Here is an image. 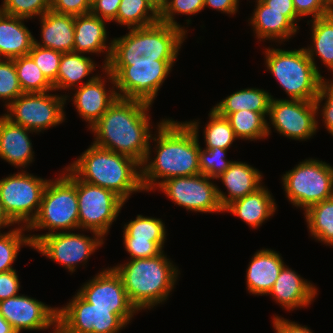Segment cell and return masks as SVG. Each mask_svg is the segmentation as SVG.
I'll return each mask as SVG.
<instances>
[{"label": "cell", "mask_w": 333, "mask_h": 333, "mask_svg": "<svg viewBox=\"0 0 333 333\" xmlns=\"http://www.w3.org/2000/svg\"><path fill=\"white\" fill-rule=\"evenodd\" d=\"M198 129V120L178 122L163 119L157 125V135L151 136V139L157 142L154 146L156 155L152 160L149 143L148 154L141 165L144 191L154 190L165 180L174 177L200 174Z\"/></svg>", "instance_id": "cell-1"}, {"label": "cell", "mask_w": 333, "mask_h": 333, "mask_svg": "<svg viewBox=\"0 0 333 333\" xmlns=\"http://www.w3.org/2000/svg\"><path fill=\"white\" fill-rule=\"evenodd\" d=\"M152 105L117 98L100 119L89 129L93 144L143 164L151 140L149 109Z\"/></svg>", "instance_id": "cell-2"}, {"label": "cell", "mask_w": 333, "mask_h": 333, "mask_svg": "<svg viewBox=\"0 0 333 333\" xmlns=\"http://www.w3.org/2000/svg\"><path fill=\"white\" fill-rule=\"evenodd\" d=\"M67 168L79 180L111 190L124 202L132 193L144 191L137 161L93 143Z\"/></svg>", "instance_id": "cell-3"}, {"label": "cell", "mask_w": 333, "mask_h": 333, "mask_svg": "<svg viewBox=\"0 0 333 333\" xmlns=\"http://www.w3.org/2000/svg\"><path fill=\"white\" fill-rule=\"evenodd\" d=\"M164 253L131 259L113 267L122 278L129 301L138 311L151 310L164 303L175 287L180 272Z\"/></svg>", "instance_id": "cell-4"}, {"label": "cell", "mask_w": 333, "mask_h": 333, "mask_svg": "<svg viewBox=\"0 0 333 333\" xmlns=\"http://www.w3.org/2000/svg\"><path fill=\"white\" fill-rule=\"evenodd\" d=\"M186 34L182 28L160 21L147 27L129 28L125 35L112 39L108 65L176 60Z\"/></svg>", "instance_id": "cell-5"}, {"label": "cell", "mask_w": 333, "mask_h": 333, "mask_svg": "<svg viewBox=\"0 0 333 333\" xmlns=\"http://www.w3.org/2000/svg\"><path fill=\"white\" fill-rule=\"evenodd\" d=\"M63 173L55 180H49L41 200L36 218L27 227L29 230L48 229L42 235H30L34 246L43 236L56 233V230L73 231L79 229L78 197L76 176L65 167ZM67 171V172H66ZM67 173V174H66Z\"/></svg>", "instance_id": "cell-6"}, {"label": "cell", "mask_w": 333, "mask_h": 333, "mask_svg": "<svg viewBox=\"0 0 333 333\" xmlns=\"http://www.w3.org/2000/svg\"><path fill=\"white\" fill-rule=\"evenodd\" d=\"M267 70L290 99L315 101L324 77L320 75L305 48L283 50L265 48Z\"/></svg>", "instance_id": "cell-7"}, {"label": "cell", "mask_w": 333, "mask_h": 333, "mask_svg": "<svg viewBox=\"0 0 333 333\" xmlns=\"http://www.w3.org/2000/svg\"><path fill=\"white\" fill-rule=\"evenodd\" d=\"M286 198L306 211L311 205L333 197V166L306 159L282 176Z\"/></svg>", "instance_id": "cell-8"}, {"label": "cell", "mask_w": 333, "mask_h": 333, "mask_svg": "<svg viewBox=\"0 0 333 333\" xmlns=\"http://www.w3.org/2000/svg\"><path fill=\"white\" fill-rule=\"evenodd\" d=\"M175 61L156 60V63L107 65L106 69L114 77L118 98L152 105Z\"/></svg>", "instance_id": "cell-9"}, {"label": "cell", "mask_w": 333, "mask_h": 333, "mask_svg": "<svg viewBox=\"0 0 333 333\" xmlns=\"http://www.w3.org/2000/svg\"><path fill=\"white\" fill-rule=\"evenodd\" d=\"M48 181L23 169L0 180V201L15 224L28 227L36 218Z\"/></svg>", "instance_id": "cell-10"}, {"label": "cell", "mask_w": 333, "mask_h": 333, "mask_svg": "<svg viewBox=\"0 0 333 333\" xmlns=\"http://www.w3.org/2000/svg\"><path fill=\"white\" fill-rule=\"evenodd\" d=\"M68 97L49 92L23 93L6 107L7 114L3 115L15 124L40 133L64 122Z\"/></svg>", "instance_id": "cell-11"}, {"label": "cell", "mask_w": 333, "mask_h": 333, "mask_svg": "<svg viewBox=\"0 0 333 333\" xmlns=\"http://www.w3.org/2000/svg\"><path fill=\"white\" fill-rule=\"evenodd\" d=\"M76 190L79 229L96 232L104 238L125 202L113 191L83 182L77 177Z\"/></svg>", "instance_id": "cell-12"}, {"label": "cell", "mask_w": 333, "mask_h": 333, "mask_svg": "<svg viewBox=\"0 0 333 333\" xmlns=\"http://www.w3.org/2000/svg\"><path fill=\"white\" fill-rule=\"evenodd\" d=\"M127 323L113 309L92 307L78 293L57 313V333H118Z\"/></svg>", "instance_id": "cell-13"}, {"label": "cell", "mask_w": 333, "mask_h": 333, "mask_svg": "<svg viewBox=\"0 0 333 333\" xmlns=\"http://www.w3.org/2000/svg\"><path fill=\"white\" fill-rule=\"evenodd\" d=\"M318 113L315 101L272 97L268 115V136L272 125L280 135L289 139H310L318 130Z\"/></svg>", "instance_id": "cell-14"}, {"label": "cell", "mask_w": 333, "mask_h": 333, "mask_svg": "<svg viewBox=\"0 0 333 333\" xmlns=\"http://www.w3.org/2000/svg\"><path fill=\"white\" fill-rule=\"evenodd\" d=\"M92 233L93 237L70 231L52 233L43 236L33 249L73 273L78 264L87 263L90 255L104 244L105 238L96 232Z\"/></svg>", "instance_id": "cell-15"}, {"label": "cell", "mask_w": 333, "mask_h": 333, "mask_svg": "<svg viewBox=\"0 0 333 333\" xmlns=\"http://www.w3.org/2000/svg\"><path fill=\"white\" fill-rule=\"evenodd\" d=\"M212 178L197 174L193 176L174 177L162 182L157 188L163 191L168 199L187 211L214 213L223 212L217 188Z\"/></svg>", "instance_id": "cell-16"}, {"label": "cell", "mask_w": 333, "mask_h": 333, "mask_svg": "<svg viewBox=\"0 0 333 333\" xmlns=\"http://www.w3.org/2000/svg\"><path fill=\"white\" fill-rule=\"evenodd\" d=\"M77 293L92 304V307L113 309V313L119 315L127 324L138 312L129 301L122 278L113 267L97 273L93 279L84 283Z\"/></svg>", "instance_id": "cell-17"}, {"label": "cell", "mask_w": 333, "mask_h": 333, "mask_svg": "<svg viewBox=\"0 0 333 333\" xmlns=\"http://www.w3.org/2000/svg\"><path fill=\"white\" fill-rule=\"evenodd\" d=\"M0 312L17 333L21 330H44L53 328L57 333V307L23 295L0 301Z\"/></svg>", "instance_id": "cell-18"}, {"label": "cell", "mask_w": 333, "mask_h": 333, "mask_svg": "<svg viewBox=\"0 0 333 333\" xmlns=\"http://www.w3.org/2000/svg\"><path fill=\"white\" fill-rule=\"evenodd\" d=\"M165 224L155 217L137 215L124 225L123 241L131 259L152 258L164 250Z\"/></svg>", "instance_id": "cell-19"}, {"label": "cell", "mask_w": 333, "mask_h": 333, "mask_svg": "<svg viewBox=\"0 0 333 333\" xmlns=\"http://www.w3.org/2000/svg\"><path fill=\"white\" fill-rule=\"evenodd\" d=\"M102 72H105L108 78L103 79L102 75H95L90 77L82 86L74 88V92H76L73 94L72 104L75 105L78 115L88 122V129L100 119L118 98L113 75L106 68ZM106 79L113 84L110 90L105 88Z\"/></svg>", "instance_id": "cell-20"}, {"label": "cell", "mask_w": 333, "mask_h": 333, "mask_svg": "<svg viewBox=\"0 0 333 333\" xmlns=\"http://www.w3.org/2000/svg\"><path fill=\"white\" fill-rule=\"evenodd\" d=\"M317 288L285 264L268 295L288 311L311 305Z\"/></svg>", "instance_id": "cell-21"}, {"label": "cell", "mask_w": 333, "mask_h": 333, "mask_svg": "<svg viewBox=\"0 0 333 333\" xmlns=\"http://www.w3.org/2000/svg\"><path fill=\"white\" fill-rule=\"evenodd\" d=\"M105 19L92 15L74 16V48L73 52L80 54H99L106 52V58L102 69L106 68L109 63L112 52V40L106 45L107 31Z\"/></svg>", "instance_id": "cell-22"}, {"label": "cell", "mask_w": 333, "mask_h": 333, "mask_svg": "<svg viewBox=\"0 0 333 333\" xmlns=\"http://www.w3.org/2000/svg\"><path fill=\"white\" fill-rule=\"evenodd\" d=\"M29 133L33 131L0 116V158L20 169L34 160V151Z\"/></svg>", "instance_id": "cell-23"}, {"label": "cell", "mask_w": 333, "mask_h": 333, "mask_svg": "<svg viewBox=\"0 0 333 333\" xmlns=\"http://www.w3.org/2000/svg\"><path fill=\"white\" fill-rule=\"evenodd\" d=\"M262 176L258 169L246 162L233 161L229 168L217 178L222 181L228 191V195H225L226 193L217 188L218 199L222 208L224 209L233 201L261 188L263 186L261 183Z\"/></svg>", "instance_id": "cell-24"}, {"label": "cell", "mask_w": 333, "mask_h": 333, "mask_svg": "<svg viewBox=\"0 0 333 333\" xmlns=\"http://www.w3.org/2000/svg\"><path fill=\"white\" fill-rule=\"evenodd\" d=\"M284 266L282 256L274 250L261 249L249 262L246 285L253 295H268Z\"/></svg>", "instance_id": "cell-25"}, {"label": "cell", "mask_w": 333, "mask_h": 333, "mask_svg": "<svg viewBox=\"0 0 333 333\" xmlns=\"http://www.w3.org/2000/svg\"><path fill=\"white\" fill-rule=\"evenodd\" d=\"M255 3L256 8L249 23L259 41L277 40L281 44L298 32L299 29L285 16V12L270 10L262 1Z\"/></svg>", "instance_id": "cell-26"}, {"label": "cell", "mask_w": 333, "mask_h": 333, "mask_svg": "<svg viewBox=\"0 0 333 333\" xmlns=\"http://www.w3.org/2000/svg\"><path fill=\"white\" fill-rule=\"evenodd\" d=\"M272 196L268 188L262 186L257 191L228 204L223 212L232 213L251 228L257 229L269 217L273 216L277 209L275 199Z\"/></svg>", "instance_id": "cell-27"}, {"label": "cell", "mask_w": 333, "mask_h": 333, "mask_svg": "<svg viewBox=\"0 0 333 333\" xmlns=\"http://www.w3.org/2000/svg\"><path fill=\"white\" fill-rule=\"evenodd\" d=\"M41 42L34 39L37 46L50 48L62 53L73 52L74 16L47 11L40 17Z\"/></svg>", "instance_id": "cell-28"}, {"label": "cell", "mask_w": 333, "mask_h": 333, "mask_svg": "<svg viewBox=\"0 0 333 333\" xmlns=\"http://www.w3.org/2000/svg\"><path fill=\"white\" fill-rule=\"evenodd\" d=\"M24 20L0 11V59H14L29 54L35 38L24 25Z\"/></svg>", "instance_id": "cell-29"}, {"label": "cell", "mask_w": 333, "mask_h": 333, "mask_svg": "<svg viewBox=\"0 0 333 333\" xmlns=\"http://www.w3.org/2000/svg\"><path fill=\"white\" fill-rule=\"evenodd\" d=\"M84 55L77 52L62 53L57 79L52 83L54 91L70 90L85 84L82 80L96 69V64Z\"/></svg>", "instance_id": "cell-30"}, {"label": "cell", "mask_w": 333, "mask_h": 333, "mask_svg": "<svg viewBox=\"0 0 333 333\" xmlns=\"http://www.w3.org/2000/svg\"><path fill=\"white\" fill-rule=\"evenodd\" d=\"M272 97L270 93L263 89L248 87L230 94L212 109L224 117L240 110L269 113Z\"/></svg>", "instance_id": "cell-31"}, {"label": "cell", "mask_w": 333, "mask_h": 333, "mask_svg": "<svg viewBox=\"0 0 333 333\" xmlns=\"http://www.w3.org/2000/svg\"><path fill=\"white\" fill-rule=\"evenodd\" d=\"M310 22L312 23V34L310 35L313 45L305 47L308 57L320 75L319 67L315 63V54L327 69L333 72V13L310 20Z\"/></svg>", "instance_id": "cell-32"}, {"label": "cell", "mask_w": 333, "mask_h": 333, "mask_svg": "<svg viewBox=\"0 0 333 333\" xmlns=\"http://www.w3.org/2000/svg\"><path fill=\"white\" fill-rule=\"evenodd\" d=\"M113 21L128 29L147 27L159 22V10L149 0H121Z\"/></svg>", "instance_id": "cell-33"}, {"label": "cell", "mask_w": 333, "mask_h": 333, "mask_svg": "<svg viewBox=\"0 0 333 333\" xmlns=\"http://www.w3.org/2000/svg\"><path fill=\"white\" fill-rule=\"evenodd\" d=\"M304 215L311 236L333 246V197L311 205Z\"/></svg>", "instance_id": "cell-34"}, {"label": "cell", "mask_w": 333, "mask_h": 333, "mask_svg": "<svg viewBox=\"0 0 333 333\" xmlns=\"http://www.w3.org/2000/svg\"><path fill=\"white\" fill-rule=\"evenodd\" d=\"M269 113H259L251 110H240L229 114L228 119L238 139L255 141L268 137Z\"/></svg>", "instance_id": "cell-35"}, {"label": "cell", "mask_w": 333, "mask_h": 333, "mask_svg": "<svg viewBox=\"0 0 333 333\" xmlns=\"http://www.w3.org/2000/svg\"><path fill=\"white\" fill-rule=\"evenodd\" d=\"M13 60L23 93L54 91L53 84L41 72L40 68L29 55H23Z\"/></svg>", "instance_id": "cell-36"}, {"label": "cell", "mask_w": 333, "mask_h": 333, "mask_svg": "<svg viewBox=\"0 0 333 333\" xmlns=\"http://www.w3.org/2000/svg\"><path fill=\"white\" fill-rule=\"evenodd\" d=\"M27 227L19 226L8 232H0V273L15 270L12 266L22 246L33 248L30 237L25 231Z\"/></svg>", "instance_id": "cell-37"}, {"label": "cell", "mask_w": 333, "mask_h": 333, "mask_svg": "<svg viewBox=\"0 0 333 333\" xmlns=\"http://www.w3.org/2000/svg\"><path fill=\"white\" fill-rule=\"evenodd\" d=\"M209 121L205 125L204 141L208 148L219 147L222 149H229L234 140H237L228 119L219 115L215 110L211 108L209 112Z\"/></svg>", "instance_id": "cell-38"}, {"label": "cell", "mask_w": 333, "mask_h": 333, "mask_svg": "<svg viewBox=\"0 0 333 333\" xmlns=\"http://www.w3.org/2000/svg\"><path fill=\"white\" fill-rule=\"evenodd\" d=\"M203 9L204 0H164L159 11V21L182 28L187 33L185 27L177 23L174 16L176 14L195 15Z\"/></svg>", "instance_id": "cell-39"}, {"label": "cell", "mask_w": 333, "mask_h": 333, "mask_svg": "<svg viewBox=\"0 0 333 333\" xmlns=\"http://www.w3.org/2000/svg\"><path fill=\"white\" fill-rule=\"evenodd\" d=\"M2 6V7H1ZM0 11L25 19L39 18L51 9V0H3Z\"/></svg>", "instance_id": "cell-40"}, {"label": "cell", "mask_w": 333, "mask_h": 333, "mask_svg": "<svg viewBox=\"0 0 333 333\" xmlns=\"http://www.w3.org/2000/svg\"><path fill=\"white\" fill-rule=\"evenodd\" d=\"M23 94L13 59H0V99L5 108Z\"/></svg>", "instance_id": "cell-41"}, {"label": "cell", "mask_w": 333, "mask_h": 333, "mask_svg": "<svg viewBox=\"0 0 333 333\" xmlns=\"http://www.w3.org/2000/svg\"><path fill=\"white\" fill-rule=\"evenodd\" d=\"M227 149L219 147L208 148L204 150L200 147L199 167L200 173L210 178L217 179L221 176L233 161L226 159Z\"/></svg>", "instance_id": "cell-42"}, {"label": "cell", "mask_w": 333, "mask_h": 333, "mask_svg": "<svg viewBox=\"0 0 333 333\" xmlns=\"http://www.w3.org/2000/svg\"><path fill=\"white\" fill-rule=\"evenodd\" d=\"M28 55L51 83L57 79L62 52L40 47L34 43Z\"/></svg>", "instance_id": "cell-43"}, {"label": "cell", "mask_w": 333, "mask_h": 333, "mask_svg": "<svg viewBox=\"0 0 333 333\" xmlns=\"http://www.w3.org/2000/svg\"><path fill=\"white\" fill-rule=\"evenodd\" d=\"M326 99V100H325ZM324 105L322 106V101H324ZM315 104L317 107V112L321 111L322 120L329 131V133L333 136V80L323 79L318 91V96L315 99ZM322 106V110L319 108Z\"/></svg>", "instance_id": "cell-44"}, {"label": "cell", "mask_w": 333, "mask_h": 333, "mask_svg": "<svg viewBox=\"0 0 333 333\" xmlns=\"http://www.w3.org/2000/svg\"><path fill=\"white\" fill-rule=\"evenodd\" d=\"M92 0H51V11L58 14L79 16L89 14Z\"/></svg>", "instance_id": "cell-45"}, {"label": "cell", "mask_w": 333, "mask_h": 333, "mask_svg": "<svg viewBox=\"0 0 333 333\" xmlns=\"http://www.w3.org/2000/svg\"><path fill=\"white\" fill-rule=\"evenodd\" d=\"M296 14L301 18L312 15V19L331 14L325 7L324 0H293Z\"/></svg>", "instance_id": "cell-46"}, {"label": "cell", "mask_w": 333, "mask_h": 333, "mask_svg": "<svg viewBox=\"0 0 333 333\" xmlns=\"http://www.w3.org/2000/svg\"><path fill=\"white\" fill-rule=\"evenodd\" d=\"M20 281L16 270L0 273V301L18 295Z\"/></svg>", "instance_id": "cell-47"}, {"label": "cell", "mask_w": 333, "mask_h": 333, "mask_svg": "<svg viewBox=\"0 0 333 333\" xmlns=\"http://www.w3.org/2000/svg\"><path fill=\"white\" fill-rule=\"evenodd\" d=\"M120 2L121 0H92L90 13L111 22L117 16Z\"/></svg>", "instance_id": "cell-48"}, {"label": "cell", "mask_w": 333, "mask_h": 333, "mask_svg": "<svg viewBox=\"0 0 333 333\" xmlns=\"http://www.w3.org/2000/svg\"><path fill=\"white\" fill-rule=\"evenodd\" d=\"M266 6L270 7V10H276L279 12H285V16L299 29L296 23L300 21V17L296 14L293 6V0H261Z\"/></svg>", "instance_id": "cell-49"}, {"label": "cell", "mask_w": 333, "mask_h": 333, "mask_svg": "<svg viewBox=\"0 0 333 333\" xmlns=\"http://www.w3.org/2000/svg\"><path fill=\"white\" fill-rule=\"evenodd\" d=\"M272 323L276 333H313L307 326H302L278 315L274 316Z\"/></svg>", "instance_id": "cell-50"}, {"label": "cell", "mask_w": 333, "mask_h": 333, "mask_svg": "<svg viewBox=\"0 0 333 333\" xmlns=\"http://www.w3.org/2000/svg\"><path fill=\"white\" fill-rule=\"evenodd\" d=\"M211 7L212 9L234 15L238 11V0H204V8Z\"/></svg>", "instance_id": "cell-51"}, {"label": "cell", "mask_w": 333, "mask_h": 333, "mask_svg": "<svg viewBox=\"0 0 333 333\" xmlns=\"http://www.w3.org/2000/svg\"><path fill=\"white\" fill-rule=\"evenodd\" d=\"M14 226L15 223L10 219V217L6 214V212L3 209V205L0 201V229L5 228L8 226ZM1 232V231H0Z\"/></svg>", "instance_id": "cell-52"}, {"label": "cell", "mask_w": 333, "mask_h": 333, "mask_svg": "<svg viewBox=\"0 0 333 333\" xmlns=\"http://www.w3.org/2000/svg\"><path fill=\"white\" fill-rule=\"evenodd\" d=\"M0 333H17L0 312Z\"/></svg>", "instance_id": "cell-53"}, {"label": "cell", "mask_w": 333, "mask_h": 333, "mask_svg": "<svg viewBox=\"0 0 333 333\" xmlns=\"http://www.w3.org/2000/svg\"><path fill=\"white\" fill-rule=\"evenodd\" d=\"M159 11L162 8L164 0H149Z\"/></svg>", "instance_id": "cell-54"}, {"label": "cell", "mask_w": 333, "mask_h": 333, "mask_svg": "<svg viewBox=\"0 0 333 333\" xmlns=\"http://www.w3.org/2000/svg\"><path fill=\"white\" fill-rule=\"evenodd\" d=\"M326 9L333 13V0H324Z\"/></svg>", "instance_id": "cell-55"}]
</instances>
